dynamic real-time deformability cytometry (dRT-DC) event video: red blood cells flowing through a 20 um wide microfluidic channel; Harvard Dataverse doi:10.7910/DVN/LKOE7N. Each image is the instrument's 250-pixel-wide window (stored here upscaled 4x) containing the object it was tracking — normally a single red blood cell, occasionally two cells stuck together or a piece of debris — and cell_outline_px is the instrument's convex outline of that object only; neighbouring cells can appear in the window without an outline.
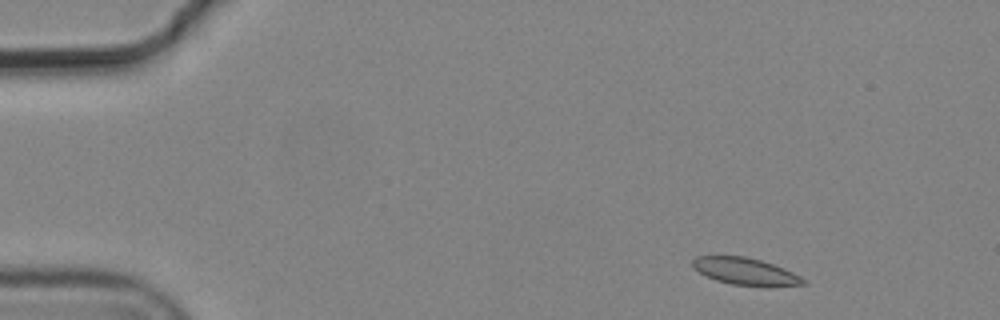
{"species": "common noctule bat (a hibernating species)", "species_latin": "Nyctalus noctula", "temperature_condition": "cold", "stored_images_in_passage": 6, "camera_frame_rate_fps": 3000, "um_per_image_px": 0.085, "animal": {"sex": "male", "body_mass_g": 19.2, "forearm_length_mm": 51.8}, "frame": {"image": 1, "passage_image": 1, "time_ms": 0.0, "image_size_px": [1000, 320], "cell_outline_px": [[808, 284], [732, 284], [716, 280], [692, 268], [692, 260], [696, 256], [744, 256], [760, 260], [784, 268], [808, 280]], "centroid_in_image_um": [63.3, 23.02], "position_along_channel_um": 21.7, "area_um2": 16.7}}
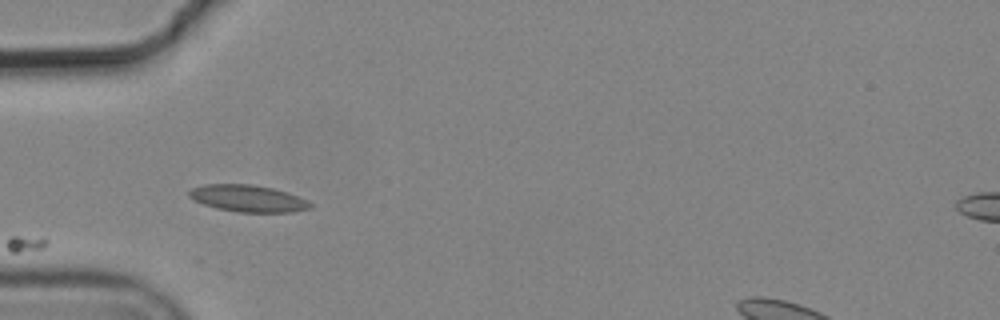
{"frame": {"image": 2, "passage_image": 4, "time_ms": 1.0, "image_size_px": [1000, 320], "cell_outline_px": [[312, 208], [292, 212], [240, 212], [216, 208], [204, 204], [188, 196], [188, 192], [192, 188], [204, 184], [252, 184], [272, 188], [288, 192], [312, 204]], "centroid_in_image_um": [21.06, 16.86], "position_along_channel_um": 63.9, "area_um2": 18.79}}